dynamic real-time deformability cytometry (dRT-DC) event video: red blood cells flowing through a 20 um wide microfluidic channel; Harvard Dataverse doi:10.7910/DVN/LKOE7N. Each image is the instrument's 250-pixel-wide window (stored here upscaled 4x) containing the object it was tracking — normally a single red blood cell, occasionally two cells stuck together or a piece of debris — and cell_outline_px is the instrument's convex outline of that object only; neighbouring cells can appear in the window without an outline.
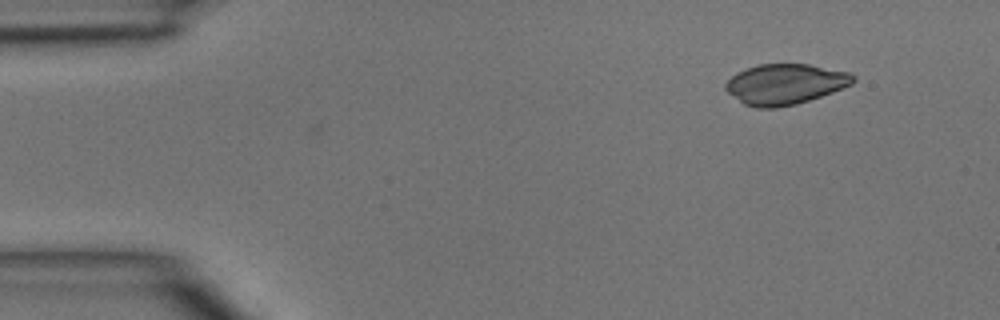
{"species": "common noctule bat (a hibernating species)", "species_latin": "Nyctalus noctula", "temperature_condition": "room temperature", "stored_images_in_passage": 2, "camera_frame_rate_fps": 3000, "um_per_image_px": 0.085, "animal": {"sex": "male", "body_mass_g": 15.6}, "frame": {"image": 1, "passage_image": 2, "time_ms": 0.333, "image_size_px": [1000, 320], "cell_outline_px": [[856, 80], [852, 84], [832, 92], [796, 104], [776, 108], [756, 108], [744, 104], [728, 92], [724, 88], [724, 84], [736, 72], [760, 64], [808, 64], [848, 72], [856, 76]], "centroid_in_image_um": [66.73, 7.15], "position_along_channel_um": 18.3, "area_um2": 29.94}}